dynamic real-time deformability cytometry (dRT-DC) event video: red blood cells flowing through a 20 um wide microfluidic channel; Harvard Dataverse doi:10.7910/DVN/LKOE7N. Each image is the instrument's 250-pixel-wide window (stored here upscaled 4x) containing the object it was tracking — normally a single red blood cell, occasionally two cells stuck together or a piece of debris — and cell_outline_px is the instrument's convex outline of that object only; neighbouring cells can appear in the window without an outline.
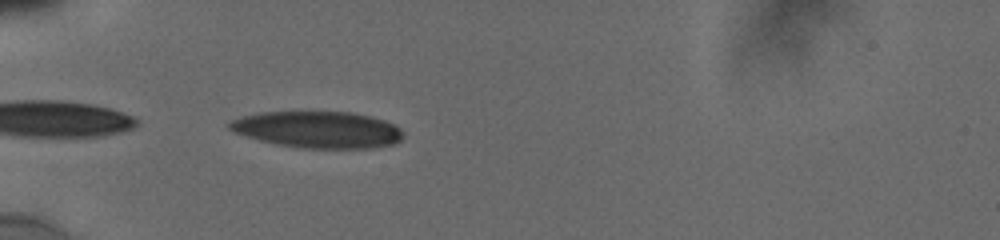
{"species": "human", "species_latin": "Homo sapiens", "temperature_condition": "cold", "stored_images_in_passage": 3, "camera_frame_rate_fps": 3000, "um_per_image_px": 0.085, "donor": {"sex": "male"}, "frame": {"image": 1, "passage_image": 2, "time_ms": 0.333, "image_size_px": [1000, 240], "cell_outline_px": [[404, 136], [400, 140], [392, 144], [372, 148], [300, 148], [276, 144], [260, 140], [232, 132], [228, 128], [228, 124], [232, 120], [244, 116], [260, 112], [352, 112], [384, 120], [400, 128], [404, 132]], "centroid_in_image_um": [27.01, 11.02], "position_along_channel_um": 58.0, "area_um2": 36.99}}